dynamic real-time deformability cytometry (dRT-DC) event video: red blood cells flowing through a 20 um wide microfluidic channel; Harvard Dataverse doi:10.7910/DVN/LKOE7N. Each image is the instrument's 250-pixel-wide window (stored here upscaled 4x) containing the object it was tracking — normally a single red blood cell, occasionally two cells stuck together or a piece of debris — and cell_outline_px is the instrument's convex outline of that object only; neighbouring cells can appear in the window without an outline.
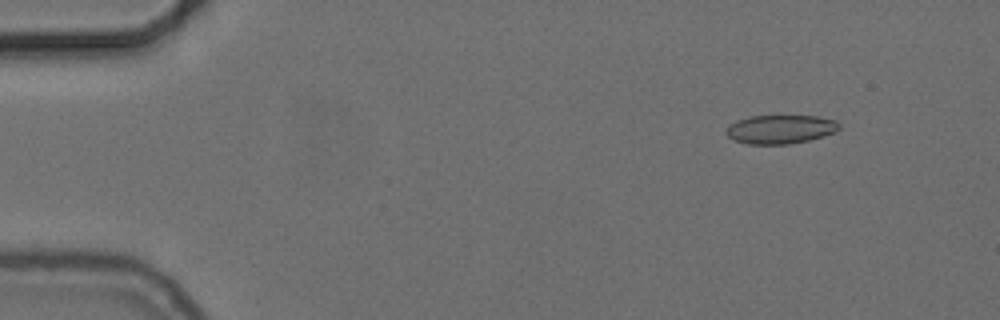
{"species": "common noctule bat (a hibernating species)", "species_latin": "Nyctalus noctula", "temperature_condition": "cold", "stored_images_in_passage": 50, "camera_frame_rate_fps": 3000, "um_per_image_px": 0.085, "animal": {"sex": "female", "body_mass_g": 24.6, "forearm_length_mm": 56.2}, "frame": {"image": 1, "passage_image": 1, "time_ms": 0.0, "image_size_px": [1000, 320], "cell_outline_px": [[840, 128], [836, 132], [824, 136], [808, 140], [788, 144], [748, 144], [736, 140], [728, 136], [724, 132], [736, 120], [752, 116], [816, 116], [836, 120], [840, 124]], "centroid_in_image_um": [66.37, 10.98], "position_along_channel_um": 18.6, "area_um2": 18.84}}
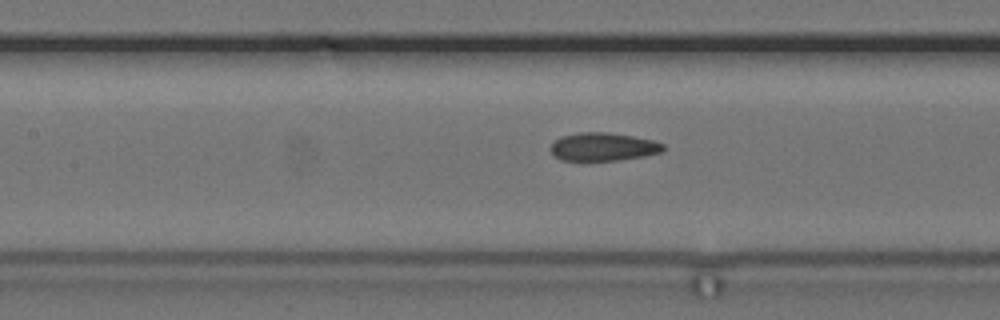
{"frame": {"image": 2, "passage_image": 20, "time_ms": 6.333, "image_size_px": [1000, 320], "cell_outline_px": [[664, 148], [660, 152], [644, 156], [620, 160], [560, 160], [552, 152], [552, 144], [560, 136], [580, 132], [608, 132], [632, 136], [652, 140], [664, 144]], "centroid_in_image_um": [51.27, 12.47], "position_along_channel_um": 156.1, "area_um2": 18.26}}
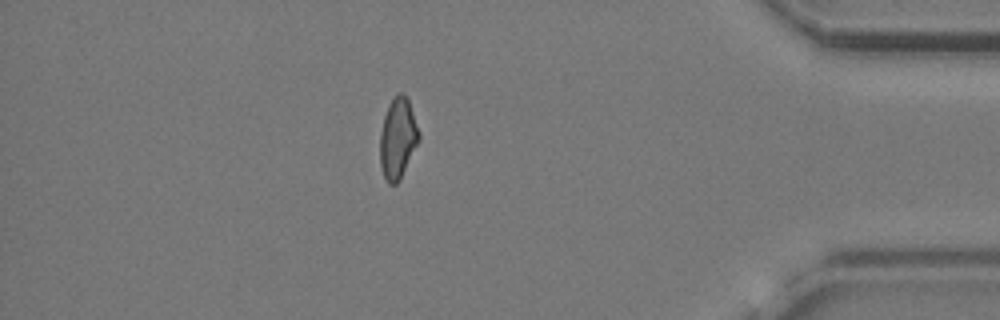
{"frame": {"image": 3, "passage_image": 43, "time_ms": 14.0, "image_size_px": [1000, 320], "cell_outline_px": [[420, 140], [400, 180], [396, 184], [388, 184], [384, 176], [380, 164], [380, 132], [384, 116], [388, 104], [396, 92], [404, 92], [408, 100], [420, 132]], "centroid_in_image_um": [33.81, 11.74], "position_along_channel_um": 401.4, "area_um2": 18.55}, "authors_computed_cell_mechanics": {"area_um2": 18.9584, "velocity_mm_per_s": 3.7211, "shape_relaxation_time_tau1_ms": 6.1493, "shape_relaxation_time_tau2_ms": 3.9143, "deformation_change_tau1": 0.1061, "deformation_change_tau2": 0.1088}}